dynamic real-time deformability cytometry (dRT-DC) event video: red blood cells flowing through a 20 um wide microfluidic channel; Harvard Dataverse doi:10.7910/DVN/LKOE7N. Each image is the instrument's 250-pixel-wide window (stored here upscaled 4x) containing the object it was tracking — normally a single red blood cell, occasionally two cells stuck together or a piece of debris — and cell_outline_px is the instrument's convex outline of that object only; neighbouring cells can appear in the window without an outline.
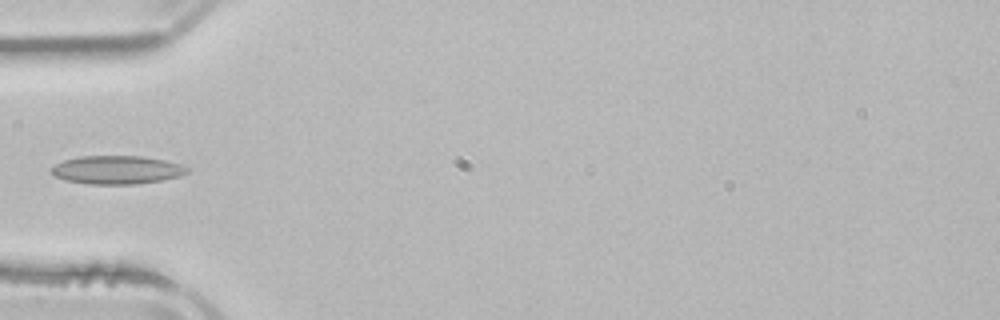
{"species": "common noctule bat (a hibernating species)", "species_latin": "Nyctalus noctula", "temperature_condition": "room temperature", "stored_images_in_passage": 3, "camera_frame_rate_fps": 3000, "um_per_image_px": 0.085, "animal": {"sex": "male", "body_mass_g": 21.5, "forearm_length_mm": 52.0}, "frame": {"image": 1, "passage_image": 2, "time_ms": 2.333, "image_size_px": [1000, 320], "cell_outline_px": [[188, 172], [180, 176], [164, 180], [136, 184], [88, 184], [64, 180], [56, 176], [52, 172], [52, 168], [56, 164], [64, 160], [80, 156], [144, 156], [164, 160], [180, 164], [188, 168]], "centroid_in_image_um": [9.96, 14.44], "position_along_channel_um": 75.0, "area_um2": 22.43}}
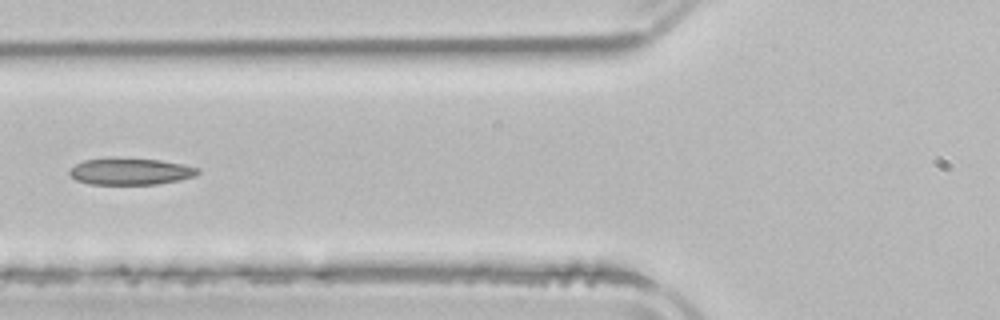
{"frame": {"image": 2, "passage_image": 3, "time_ms": 3.333, "image_size_px": [1000, 320], "cell_outline_px": [[200, 172], [196, 176], [156, 184], [88, 184], [76, 180], [68, 172], [76, 164], [84, 160], [160, 160], [184, 164], [200, 168]], "centroid_in_image_um": [11.14, 14.6], "position_along_channel_um": 114.7, "area_um2": 19.19}}